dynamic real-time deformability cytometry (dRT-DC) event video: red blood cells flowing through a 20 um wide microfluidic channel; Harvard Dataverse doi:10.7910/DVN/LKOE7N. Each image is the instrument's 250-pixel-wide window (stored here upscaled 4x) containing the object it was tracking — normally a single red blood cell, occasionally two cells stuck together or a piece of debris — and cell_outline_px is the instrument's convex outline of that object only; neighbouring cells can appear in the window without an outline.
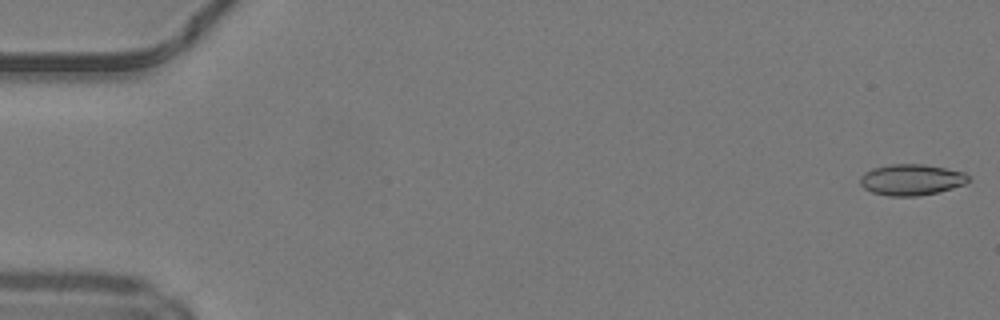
{"species": "common noctule bat (a hibernating species)", "species_latin": "Nyctalus noctula", "temperature_condition": "warm", "stored_images_in_passage": 49, "camera_frame_rate_fps": 3000, "um_per_image_px": 0.085, "animal": {"sex": "male", "body_mass_g": 19.2, "forearm_length_mm": 51.8}, "frame": {"image": 1, "passage_image": 1, "time_ms": 0.0, "image_size_px": [1000, 320], "cell_outline_px": [[972, 180], [964, 184], [952, 188], [920, 196], [888, 196], [872, 192], [864, 188], [860, 184], [860, 176], [864, 172], [872, 168], [888, 164], [924, 164], [964, 172]], "centroid_in_image_um": [77.45, 15.27], "position_along_channel_um": 7.6, "area_um2": 19.71}}
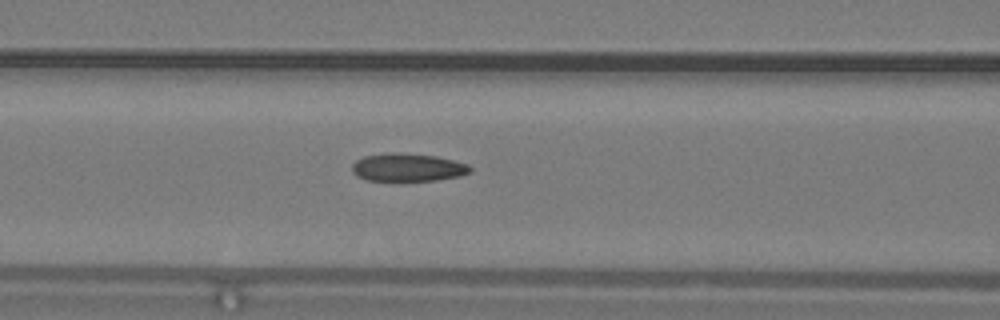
{"frame": {"image": 2, "passage_image": 21, "time_ms": 6.667, "image_size_px": [1000, 320], "cell_outline_px": [[472, 172], [460, 176], [436, 180], [368, 180], [356, 176], [352, 172], [352, 164], [356, 160], [364, 156], [384, 152], [400, 152], [436, 156], [468, 164], [472, 168]], "centroid_in_image_um": [34.65, 14.21], "position_along_channel_um": 132.0, "area_um2": 19.36}}
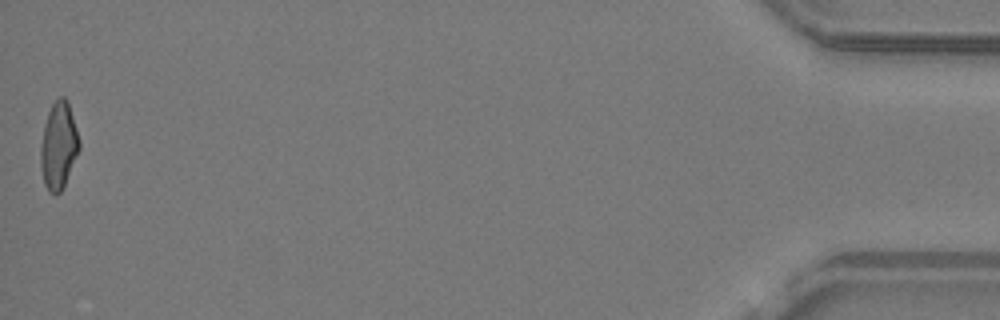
{"frame": {"image": 3, "passage_image": 49, "time_ms": 16.0, "image_size_px": [1000, 320], "cell_outline_px": [[80, 148], [64, 188], [56, 196], [48, 192], [44, 184], [40, 164], [40, 148], [44, 124], [48, 112], [52, 104], [60, 96], [64, 96], [68, 100], [80, 140]], "centroid_in_image_um": [4.98, 12.41], "position_along_channel_um": 430.2, "area_um2": 19.94}, "authors_computed_cell_mechanics": {"area_um2": 19.5942, "velocity_mm_per_s": 4.2577, "shape_relaxation_time_tau1_ms": null, "shape_relaxation_time_tau2_ms": 1.8843, "deformation_change_tau1": null, "deformation_change_tau2": 0.101}}